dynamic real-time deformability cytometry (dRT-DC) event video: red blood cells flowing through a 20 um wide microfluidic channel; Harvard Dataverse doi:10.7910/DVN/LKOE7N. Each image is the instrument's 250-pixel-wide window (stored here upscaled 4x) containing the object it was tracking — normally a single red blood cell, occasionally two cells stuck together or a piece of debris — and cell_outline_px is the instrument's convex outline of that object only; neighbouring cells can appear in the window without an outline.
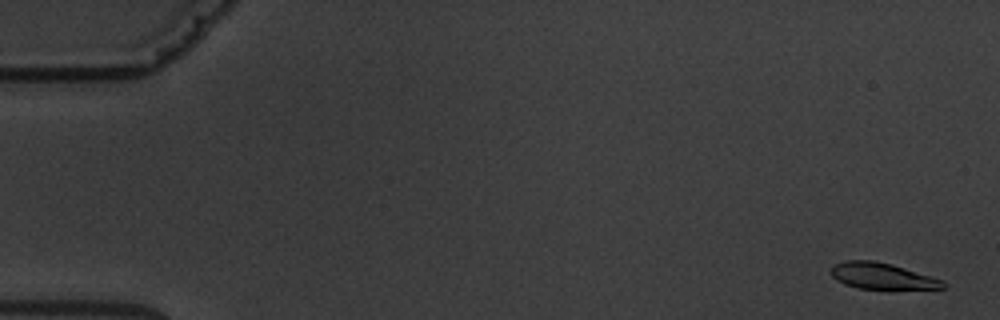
{"species": "common noctule bat (a hibernating species)", "species_latin": "Nyctalus noctula", "temperature_condition": "warm", "stored_images_in_passage": 6, "camera_frame_rate_fps": 3000, "um_per_image_px": 0.085, "animal": {"sex": "male", "body_mass_g": 19.5, "forearm_length_mm": 54.6}, "frame": {"image": 1, "passage_image": 1, "time_ms": 0.0, "image_size_px": [1000, 320], "cell_outline_px": [[944, 288], [856, 288], [844, 284], [836, 280], [832, 276], [832, 264], [844, 260], [872, 260], [892, 264], [944, 280]], "centroid_in_image_um": [74.92, 23.44], "position_along_channel_um": 10.1, "area_um2": 16.88}}